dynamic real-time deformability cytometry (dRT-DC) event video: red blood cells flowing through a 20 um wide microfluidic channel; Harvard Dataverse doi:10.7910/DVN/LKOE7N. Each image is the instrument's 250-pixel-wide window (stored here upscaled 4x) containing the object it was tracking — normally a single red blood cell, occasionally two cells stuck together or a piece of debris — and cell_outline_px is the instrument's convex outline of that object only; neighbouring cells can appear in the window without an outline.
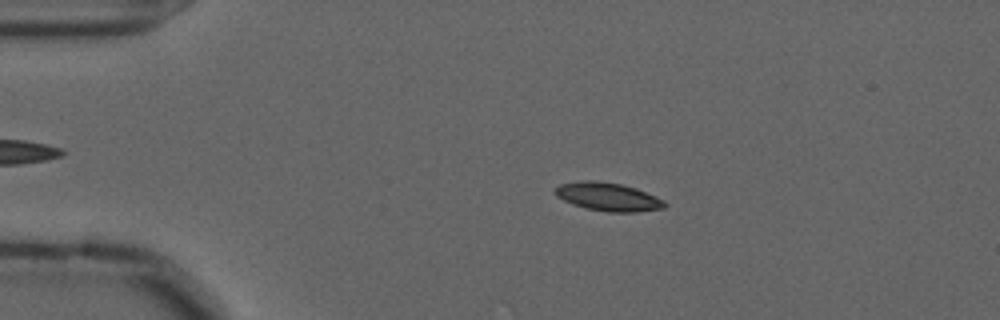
{"species": "common noctule bat (a hibernating species)", "species_latin": "Nyctalus noctula", "temperature_condition": "cold", "stored_images_in_passage": 28, "camera_frame_rate_fps": 3000, "um_per_image_px": 0.085, "animal": {"sex": "male", "forearm_length_mm": 52.5}, "frame": {"image": 1, "passage_image": 11, "time_ms": 3.333, "image_size_px": [1000, 320], "cell_outline_px": [[668, 204], [664, 208], [636, 212], [608, 212], [584, 208], [572, 204], [556, 196], [552, 192], [560, 184], [580, 180], [596, 180], [620, 184], [636, 188], [656, 196], [664, 200]], "centroid_in_image_um": [51.67, 16.72], "position_along_channel_um": 33.3, "area_um2": 18.26}}
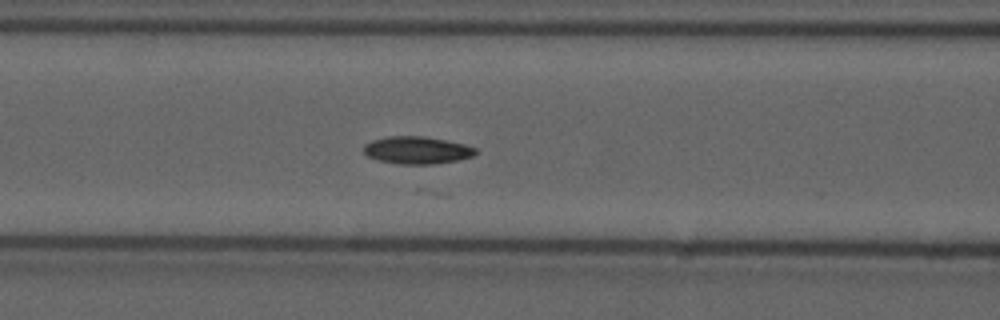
{"frame": {"image": 2, "passage_image": 23, "time_ms": 7.333, "image_size_px": [1000, 320], "cell_outline_px": [[476, 152], [472, 156], [456, 160], [432, 164], [400, 164], [380, 160], [368, 156], [364, 152], [364, 144], [372, 140], [388, 136], [424, 136], [464, 144], [476, 148]], "centroid_in_image_um": [35.42, 12.76], "position_along_channel_um": 131.2, "area_um2": 17.63}}
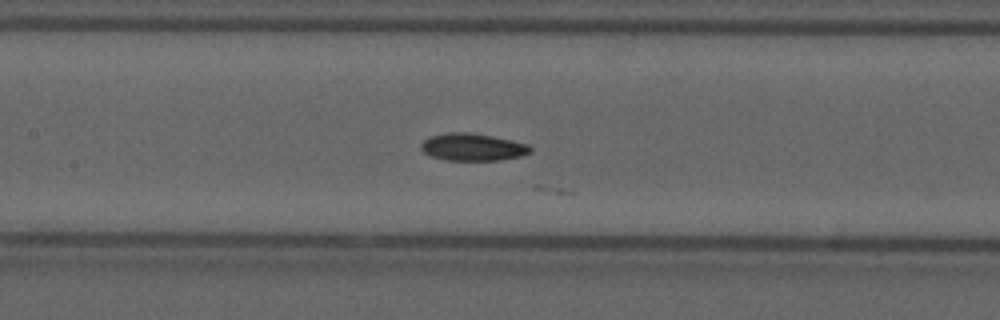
{"frame": {"image": 3, "passage_image": 26, "time_ms": 8.333, "image_size_px": [1000, 320], "cell_outline_px": [[532, 148], [528, 152], [520, 156], [500, 160], [444, 160], [432, 156], [424, 152], [420, 148], [420, 144], [424, 140], [432, 136], [448, 132], [468, 132], [492, 136], [512, 140], [528, 144]], "centroid_in_image_um": [40.15, 12.5], "position_along_channel_um": 167.2, "area_um2": 17.28}}